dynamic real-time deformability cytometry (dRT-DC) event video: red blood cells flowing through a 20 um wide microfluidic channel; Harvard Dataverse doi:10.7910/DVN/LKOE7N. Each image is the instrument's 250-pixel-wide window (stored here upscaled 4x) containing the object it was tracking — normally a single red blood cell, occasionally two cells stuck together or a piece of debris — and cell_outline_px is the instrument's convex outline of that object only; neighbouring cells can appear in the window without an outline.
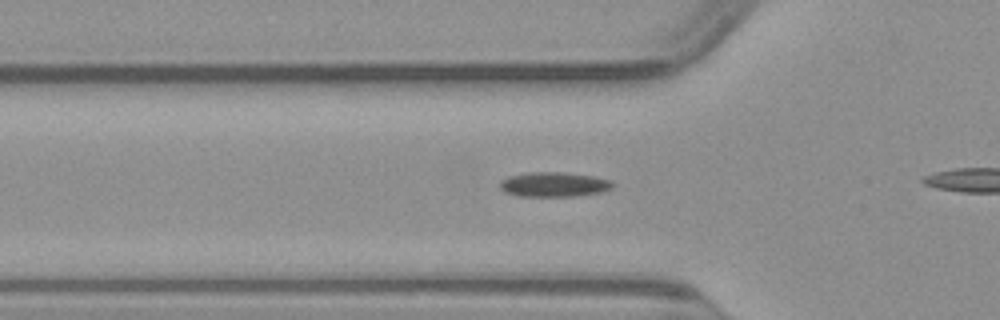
{"species": "common noctule bat (a hibernating species)", "species_latin": "Nyctalus noctula", "temperature_condition": "warm", "stored_images_in_passage": 17, "camera_frame_rate_fps": 3000, "um_per_image_px": 0.085, "animal": {"sex": "male", "body_mass_g": 23.1, "forearm_length_mm": 52.7}, "frame": {"image": 1, "passage_image": 12, "time_ms": 3.667, "image_size_px": [1000, 320], "cell_outline_px": [[616, 184], [612, 188], [604, 192], [576, 196], [520, 196], [504, 192], [500, 188], [500, 180], [508, 176], [528, 172], [564, 172], [596, 176], [608, 180]], "centroid_in_image_um": [47.1, 15.67], "position_along_channel_um": 78.7, "area_um2": 16.47}}
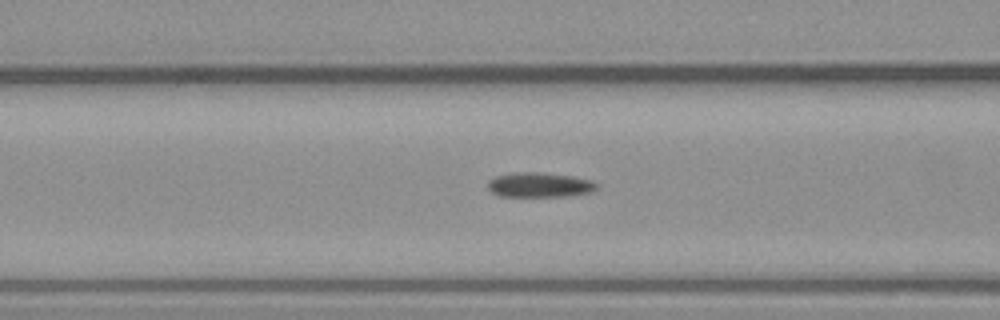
{"frame": {"image": 2, "passage_image": 15, "time_ms": 4.667, "image_size_px": [1000, 320], "cell_outline_px": [[600, 184], [592, 192], [568, 196], [500, 196], [492, 192], [488, 188], [488, 180], [496, 176], [516, 172], [540, 172], [572, 176], [592, 180]], "centroid_in_image_um": [45.89, 15.71], "position_along_channel_um": 120.7, "area_um2": 15.78}}